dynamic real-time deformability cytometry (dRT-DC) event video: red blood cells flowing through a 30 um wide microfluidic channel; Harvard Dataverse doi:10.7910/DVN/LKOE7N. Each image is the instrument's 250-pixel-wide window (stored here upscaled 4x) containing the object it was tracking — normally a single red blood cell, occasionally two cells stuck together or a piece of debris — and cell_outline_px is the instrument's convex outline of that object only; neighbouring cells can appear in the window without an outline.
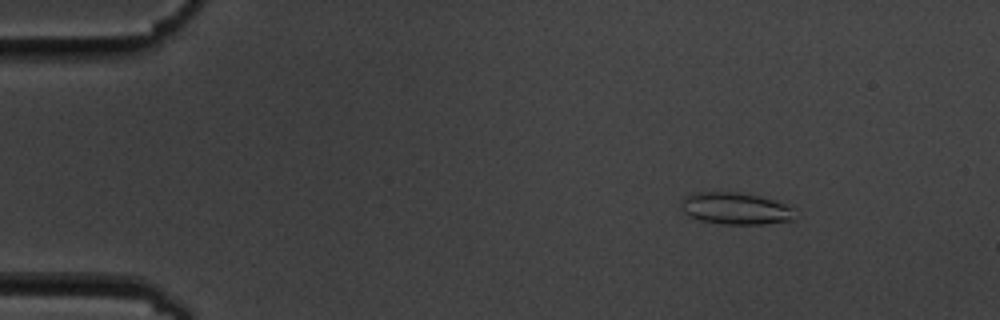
{"species": "common noctule bat (a hibernating species)", "species_latin": "Nyctalus noctula", "temperature_condition": "cold", "stored_images_in_passage": 5, "camera_frame_rate_fps": 3000, "um_per_image_px": 0.085, "animal": {"sex": "male", "body_mass_g": 19.5, "forearm_length_mm": 54.6}, "frame": {"image": 1, "passage_image": 2, "time_ms": 1.333, "image_size_px": [1000, 320], "cell_outline_px": [[796, 220], [764, 224], [724, 224], [700, 220], [688, 216], [680, 208], [680, 204], [692, 192], [740, 192], [760, 196], [784, 204], [792, 208]], "centroid_in_image_um": [62.52, 17.73], "position_along_channel_um": 22.5, "area_um2": 21.15}}
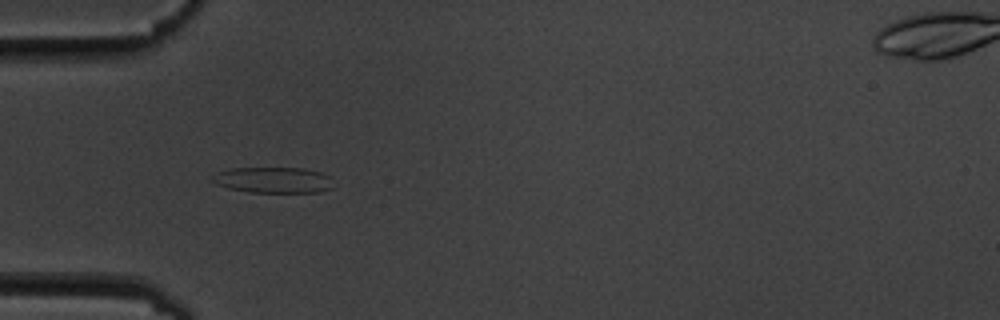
{"frame": {"image": 2, "passage_image": 5, "time_ms": 4.667, "image_size_px": [1000, 320], "cell_outline_px": [[332, 188], [316, 192], [248, 192], [228, 188], [216, 184], [212, 180], [212, 176], [216, 172], [232, 168], [304, 168], [320, 172], [328, 176]], "centroid_in_image_um": [23.17, 15.3], "position_along_channel_um": 61.8, "area_um2": 18.09}}